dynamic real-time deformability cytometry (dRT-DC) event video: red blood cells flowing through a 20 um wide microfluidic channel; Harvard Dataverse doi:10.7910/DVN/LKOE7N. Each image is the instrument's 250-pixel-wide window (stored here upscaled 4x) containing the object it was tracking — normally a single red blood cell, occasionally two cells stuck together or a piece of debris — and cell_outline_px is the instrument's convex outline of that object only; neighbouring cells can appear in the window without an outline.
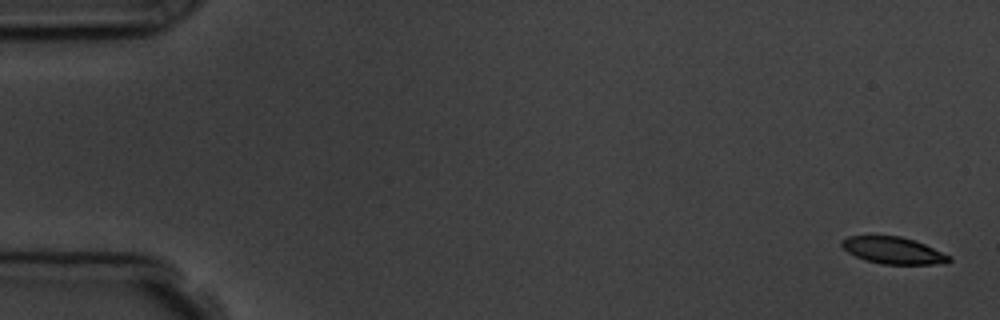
{"species": "common noctule bat (a hibernating species)", "species_latin": "Nyctalus noctula", "temperature_condition": "room temperature", "stored_images_in_passage": 9, "camera_frame_rate_fps": 3000, "um_per_image_px": 0.085, "animal": {"sex": "male", "body_mass_g": 19.5, "forearm_length_mm": 54.6}, "frame": {"image": 1, "passage_image": 1, "time_ms": 0.0, "image_size_px": [1000, 320], "cell_outline_px": [[952, 260], [948, 264], [880, 264], [864, 260], [848, 252], [840, 244], [840, 240], [848, 236], [900, 236], [924, 244], [952, 256]], "centroid_in_image_um": [75.94, 21.3], "position_along_channel_um": 9.1, "area_um2": 16.88}}
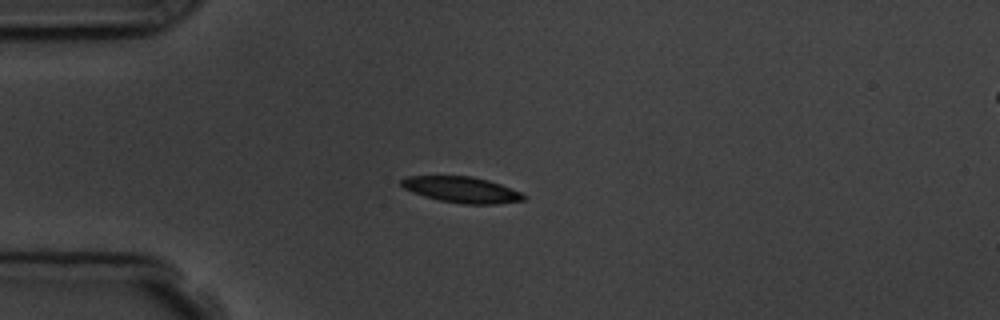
{"frame": {"image": 2, "passage_image": 4, "time_ms": 4.333, "image_size_px": [1000, 320], "cell_outline_px": [[528, 196], [524, 200], [496, 204], [464, 204], [440, 200], [424, 196], [412, 192], [404, 188], [400, 184], [400, 180], [404, 176], [472, 176], [488, 180], [500, 184], [520, 192]], "centroid_in_image_um": [39.23, 16.12], "position_along_channel_um": 45.8, "area_um2": 18.5}}
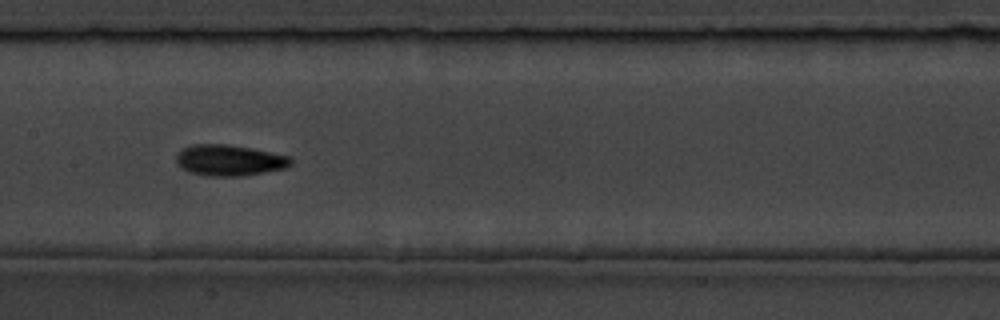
{"frame": {"image": 3, "passage_image": 8, "time_ms": 8.667, "image_size_px": [1000, 320], "cell_outline_px": [[292, 164], [284, 168], [244, 176], [208, 176], [188, 172], [180, 168], [176, 164], [176, 156], [184, 148], [192, 144], [228, 144], [252, 148], [292, 156]], "centroid_in_image_um": [19.5, 13.62], "position_along_channel_um": 187.9, "area_um2": 20.92}}